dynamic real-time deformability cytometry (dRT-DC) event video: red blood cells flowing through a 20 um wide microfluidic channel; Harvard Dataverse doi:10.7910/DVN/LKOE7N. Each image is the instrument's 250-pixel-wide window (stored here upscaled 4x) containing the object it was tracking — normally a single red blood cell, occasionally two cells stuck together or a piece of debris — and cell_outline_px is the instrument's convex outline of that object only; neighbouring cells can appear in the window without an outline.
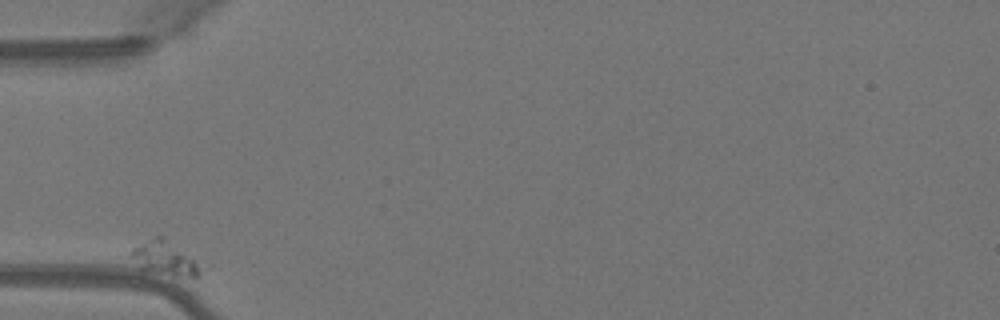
{"species": "Egyptian fruit bat (a non-hibernating species)", "species_latin": "Rousettus aegyptiacus", "temperature_condition": "warm", "stored_images_in_passage": 35, "camera_frame_rate_fps": 3000, "um_per_image_px": 0.085, "animal": {"sex": "female"}, "frame": {"image": 1, "passage_image": 1, "time_ms": 0.0, "image_size_px": [1000, 320], "cell_outline_px": [[204, 268], [200, 276], [188, 276], [140, 272], [132, 256], [132, 248], [156, 236], [164, 236], [200, 264]], "centroid_in_image_um": [14.0, 21.98], "position_along_channel_um": 71.0, "area_um2": 13.76}}
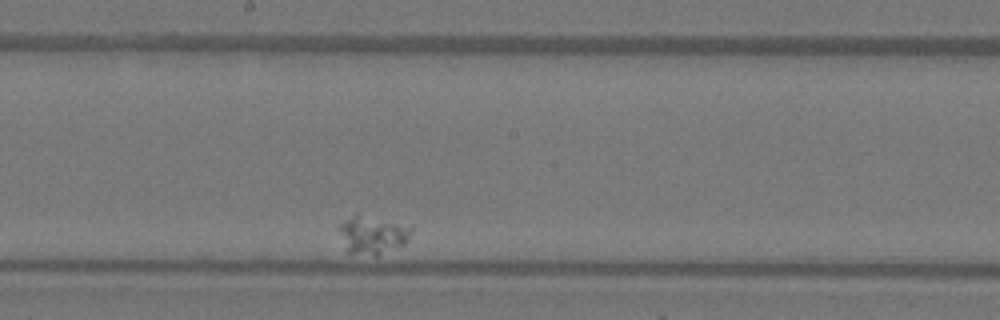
{"frame": {"image": 2, "passage_image": 19, "time_ms": 6.0, "image_size_px": [1000, 320], "cell_outline_px": [[412, 232], [408, 240], [404, 244], [376, 256], [348, 252], [336, 228], [340, 224], [356, 212], [412, 228]], "centroid_in_image_um": [31.61, 19.95], "position_along_channel_um": 216.6, "area_um2": 15.84}}
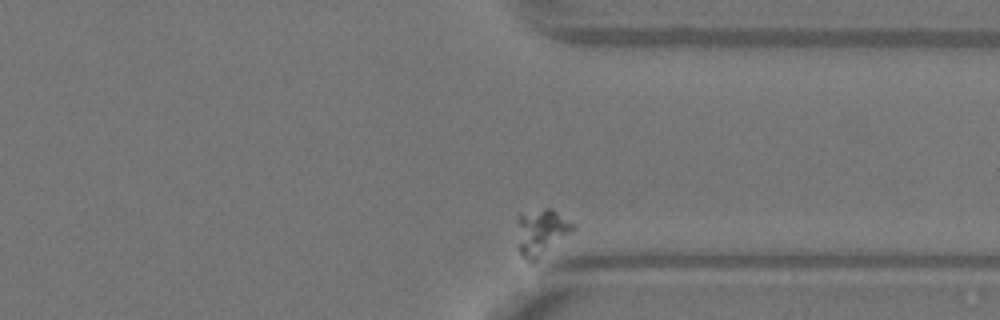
{"frame": {"image": 3, "passage_image": 34, "time_ms": 11.0, "image_size_px": [1000, 320], "cell_outline_px": [[576, 228], [532, 264], [524, 260], [520, 256], [516, 248], [520, 212], [544, 208], [552, 208], [572, 224]], "centroid_in_image_um": [45.94, 19.77], "position_along_channel_um": 365.5, "area_um2": 15.26}}